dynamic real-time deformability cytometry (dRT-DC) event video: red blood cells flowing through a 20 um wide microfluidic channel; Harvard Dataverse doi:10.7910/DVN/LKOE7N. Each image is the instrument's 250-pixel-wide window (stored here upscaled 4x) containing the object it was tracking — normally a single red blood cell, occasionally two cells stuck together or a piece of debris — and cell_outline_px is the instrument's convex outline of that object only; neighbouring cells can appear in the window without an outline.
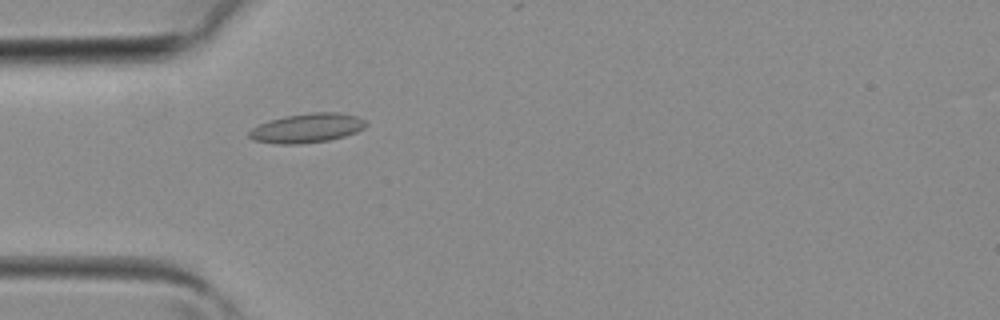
{"species": "common noctule bat (a hibernating species)", "species_latin": "Nyctalus noctula", "temperature_condition": "room temperature", "stored_images_in_passage": 25, "camera_frame_rate_fps": 3000, "um_per_image_px": 0.085, "animal": {"sex": "female", "body_mass_g": 19.3, "forearm_length_mm": 54.1}, "frame": {"image": 1, "passage_image": 4, "time_ms": 1.0, "image_size_px": [1000, 320], "cell_outline_px": [[368, 124], [364, 128], [356, 132], [344, 136], [328, 140], [300, 144], [280, 144], [256, 140], [248, 136], [248, 132], [252, 128], [268, 120], [284, 116], [312, 112], [340, 112], [356, 116], [364, 120]], "centroid_in_image_um": [26.11, 10.87], "position_along_channel_um": 58.9, "area_um2": 19.88}}
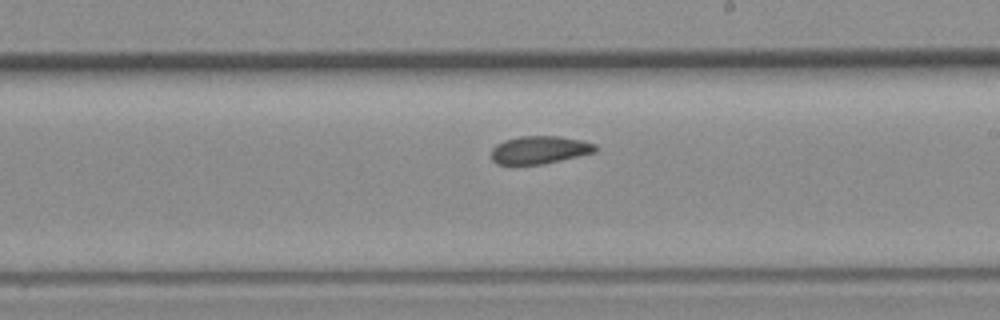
{"frame": {"image": 2, "passage_image": 15, "time_ms": 4.667, "image_size_px": [1000, 320], "cell_outline_px": [[596, 152], [560, 160], [540, 164], [496, 164], [492, 160], [492, 148], [496, 144], [504, 140], [520, 136], [560, 136], [580, 140], [596, 144]], "centroid_in_image_um": [45.84, 12.73], "position_along_channel_um": 243.2, "area_um2": 16.76}}
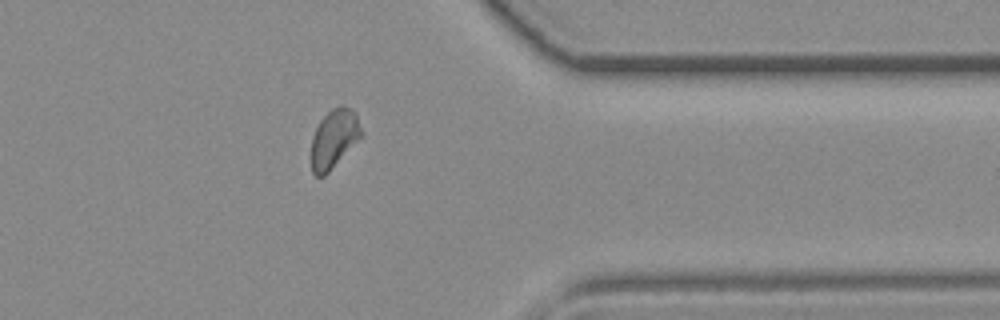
{"frame": {"image": 3, "passage_image": 24, "time_ms": 7.667, "image_size_px": [1000, 320], "cell_outline_px": [[364, 132], [328, 172], [324, 176], [316, 176], [312, 172], [312, 136], [320, 120], [332, 108], [340, 104], [344, 104], [356, 112]], "centroid_in_image_um": [28.41, 11.73], "position_along_channel_um": 383.0, "area_um2": 16.94}}